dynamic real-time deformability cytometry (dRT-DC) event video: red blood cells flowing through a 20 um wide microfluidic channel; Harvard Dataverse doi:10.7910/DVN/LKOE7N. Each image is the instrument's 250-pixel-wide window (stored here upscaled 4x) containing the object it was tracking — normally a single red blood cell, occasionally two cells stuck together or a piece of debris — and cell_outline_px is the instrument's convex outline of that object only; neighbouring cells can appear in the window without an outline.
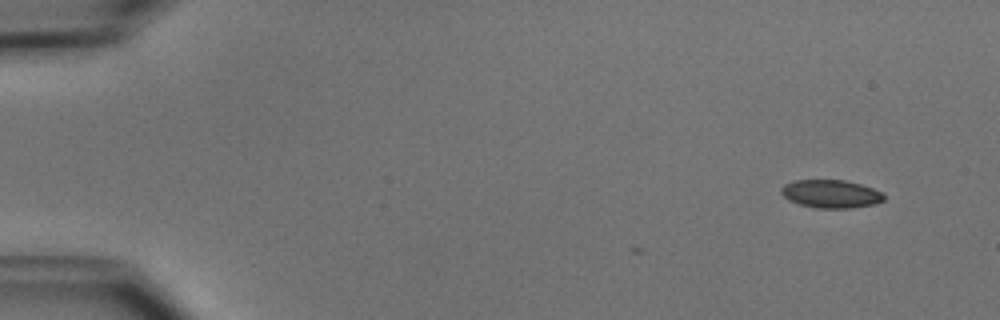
{"species": "common noctule bat (a hibernating species)", "species_latin": "Nyctalus noctula", "temperature_condition": "cold", "stored_images_in_passage": 2, "camera_frame_rate_fps": 3000, "um_per_image_px": 0.085, "animal": {"sex": "male", "body_mass_g": 15.6}, "frame": {"image": 1, "passage_image": 2, "time_ms": 0.333, "image_size_px": [1000, 320], "cell_outline_px": [[884, 200], [876, 204], [848, 208], [816, 208], [800, 204], [788, 200], [780, 192], [780, 188], [784, 184], [796, 180], [844, 180], [860, 184], [872, 188], [880, 192], [884, 196]], "centroid_in_image_um": [70.6, 16.48], "position_along_channel_um": 14.4, "area_um2": 16.76}}